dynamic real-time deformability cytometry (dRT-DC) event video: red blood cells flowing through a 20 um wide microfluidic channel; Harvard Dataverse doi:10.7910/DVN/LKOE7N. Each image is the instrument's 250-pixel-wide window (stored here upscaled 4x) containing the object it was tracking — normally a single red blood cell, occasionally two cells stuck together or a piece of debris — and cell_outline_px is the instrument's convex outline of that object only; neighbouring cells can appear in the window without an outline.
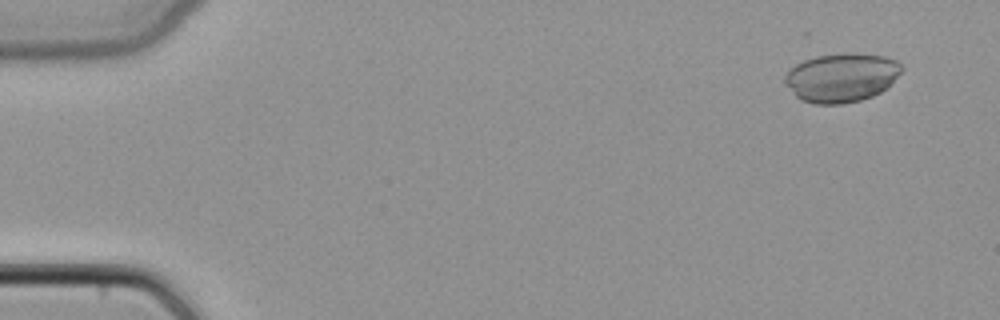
{"species": "common noctule bat (a hibernating species)", "species_latin": "Nyctalus noctula", "temperature_condition": "cold", "stored_images_in_passage": 9, "camera_frame_rate_fps": 3000, "um_per_image_px": 0.085, "animal": {"sex": "female", "body_mass_g": 22.7, "forearm_length_mm": 54.2}, "frame": {"image": 1, "passage_image": 1, "time_ms": 0.0, "image_size_px": [1000, 320], "cell_outline_px": [[904, 68], [880, 92], [872, 96], [860, 100], [844, 104], [812, 104], [800, 100], [796, 96], [784, 80], [784, 76], [788, 68], [804, 60], [816, 56], [844, 52], [856, 52], [884, 56], [896, 60]], "centroid_in_image_um": [71.49, 6.57], "position_along_channel_um": 13.5, "area_um2": 33.35}}